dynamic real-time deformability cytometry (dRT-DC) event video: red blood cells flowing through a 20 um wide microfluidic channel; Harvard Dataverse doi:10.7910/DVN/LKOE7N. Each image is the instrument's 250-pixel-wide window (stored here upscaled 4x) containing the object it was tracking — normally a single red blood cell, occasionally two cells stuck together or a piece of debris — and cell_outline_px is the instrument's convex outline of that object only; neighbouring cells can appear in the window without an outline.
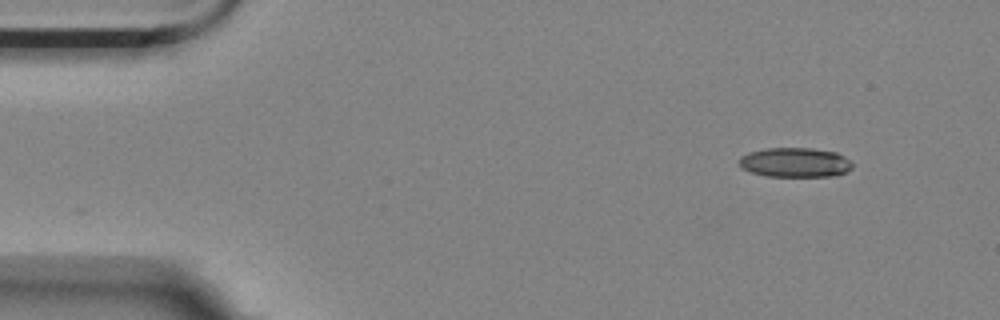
{"species": "Egyptian fruit bat (a non-hibernating species)", "species_latin": "Rousettus aegyptiacus", "temperature_condition": "room temperature", "stored_images_in_passage": 53, "camera_frame_rate_fps": 3000, "um_per_image_px": 0.085, "animal": {"sex": "female"}, "frame": {"image": 1, "passage_image": 1, "time_ms": 0.0, "image_size_px": [1000, 320], "cell_outline_px": [[852, 168], [836, 176], [768, 176], [748, 172], [740, 168], [740, 156], [748, 152], [764, 148], [812, 148], [836, 152], [852, 160]], "centroid_in_image_um": [67.57, 13.8], "position_along_channel_um": 17.4, "area_um2": 19.71}}
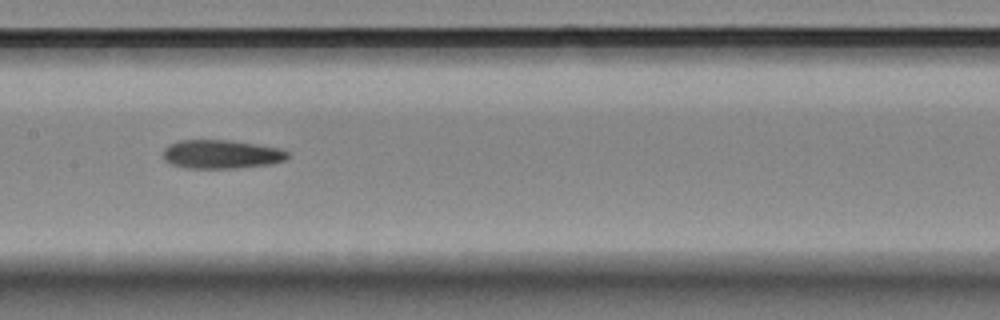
{"frame": {"image": 2, "passage_image": 23, "time_ms": 7.333, "image_size_px": [1000, 320], "cell_outline_px": [[288, 160], [268, 164], [236, 168], [188, 168], [172, 164], [164, 160], [164, 148], [168, 144], [180, 140], [232, 140], [280, 148], [288, 152]], "centroid_in_image_um": [18.82, 13.1], "position_along_channel_um": 188.6, "area_um2": 20.87}}
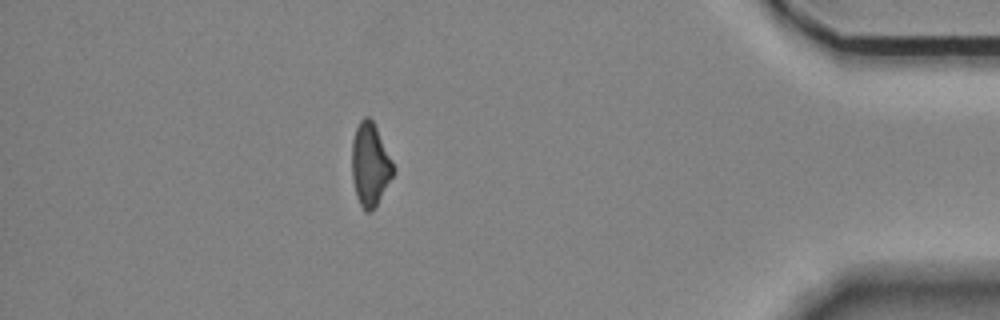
{"frame": {"image": 3, "passage_image": 45, "time_ms": 14.667, "image_size_px": [1000, 320], "cell_outline_px": [[396, 172], [376, 204], [368, 212], [364, 212], [356, 196], [352, 180], [352, 140], [356, 128], [360, 120], [364, 116], [368, 116], [372, 120], [396, 168]], "centroid_in_image_um": [31.46, 13.98], "position_along_channel_um": 403.7, "area_um2": 19.94}}